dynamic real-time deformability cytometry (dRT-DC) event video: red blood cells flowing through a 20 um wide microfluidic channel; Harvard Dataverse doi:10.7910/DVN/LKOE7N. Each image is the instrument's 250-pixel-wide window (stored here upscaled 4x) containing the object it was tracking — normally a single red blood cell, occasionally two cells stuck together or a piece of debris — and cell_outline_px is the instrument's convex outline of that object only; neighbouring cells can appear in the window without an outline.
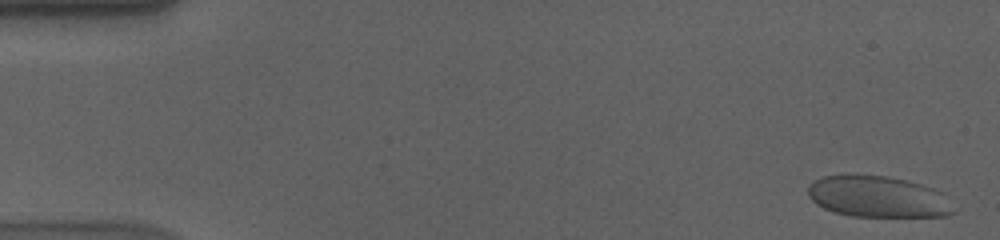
{"species": "human", "species_latin": "Homo sapiens", "temperature_condition": "cold", "stored_images_in_passage": 58, "camera_frame_rate_fps": 3000, "um_per_image_px": 0.085, "donor": {"sex": "male"}, "frame": {"image": 1, "passage_image": 2, "time_ms": 0.333, "image_size_px": [1000, 240], "cell_outline_px": [[956, 212], [948, 216], [852, 216], [832, 212], [816, 204], [808, 196], [808, 184], [824, 176], [888, 176], [908, 180], [944, 192]], "centroid_in_image_um": [74.66, 16.74], "position_along_channel_um": 10.3, "area_um2": 34.91}}
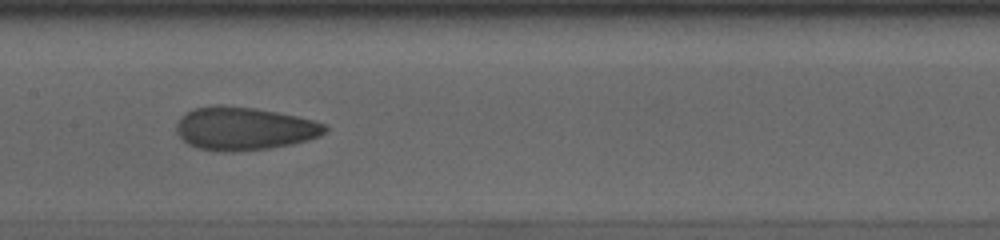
{"frame": {"image": 2, "passage_image": 29, "time_ms": 9.333, "image_size_px": [1000, 240], "cell_outline_px": [[328, 128], [320, 136], [308, 140], [292, 144], [268, 148], [232, 152], [220, 152], [196, 148], [188, 144], [176, 132], [176, 124], [180, 116], [184, 112], [192, 108], [216, 104], [220, 104], [256, 108], [296, 116], [328, 124]], "centroid_in_image_um": [20.71, 10.92], "position_along_channel_um": 186.7, "area_um2": 37.74}}
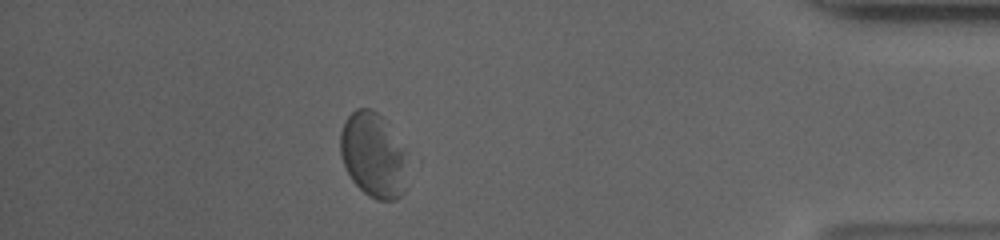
{"frame": {"image": 3, "passage_image": 51, "time_ms": 16.667, "image_size_px": [1000, 240], "cell_outline_px": [[412, 156], [404, 192], [396, 200], [376, 200], [368, 196], [352, 180], [344, 164], [340, 152], [340, 132], [344, 120], [356, 108], [372, 108], [388, 120]], "centroid_in_image_um": [31.83, 13.15], "position_along_channel_um": 403.4, "area_um2": 34.85}, "authors_computed_cell_mechanics": {"area_um2": 36.3273, "velocity_mm_per_s": 3.5273, "shape_relaxation_time_tau1_ms": null, "shape_relaxation_time_tau2_ms": 0.7662, "deformation_change_tau1": null, "deformation_change_tau2": 0.0395}}